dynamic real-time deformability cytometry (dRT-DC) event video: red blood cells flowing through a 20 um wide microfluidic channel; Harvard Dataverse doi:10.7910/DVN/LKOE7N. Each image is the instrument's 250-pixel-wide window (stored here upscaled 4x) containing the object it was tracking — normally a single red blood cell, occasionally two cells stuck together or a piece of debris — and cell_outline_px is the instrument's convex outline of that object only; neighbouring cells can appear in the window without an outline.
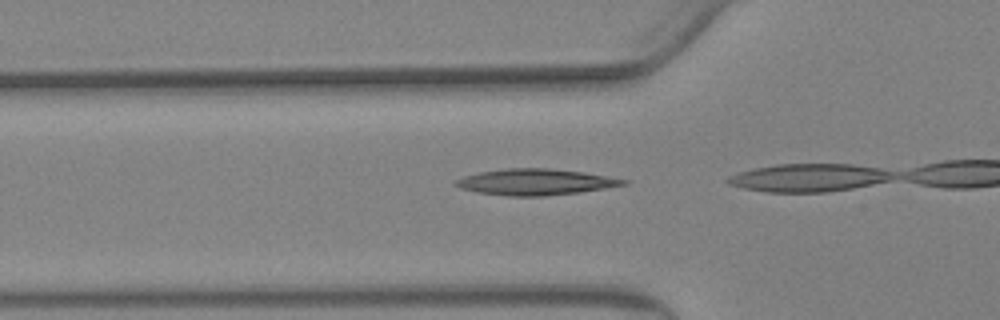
{"species": "Egyptian fruit bat (a non-hibernating species)", "species_latin": "Rousettus aegyptiacus", "temperature_condition": "warm", "stored_images_in_passage": 6, "camera_frame_rate_fps": 3000, "um_per_image_px": 0.085, "animal": {"sex": "female"}, "frame": {"image": 1, "passage_image": 2, "time_ms": 0.333, "image_size_px": [1000, 320], "cell_outline_px": [[628, 184], [580, 192], [544, 196], [508, 196], [476, 192], [460, 188], [452, 184], [456, 180], [464, 176], [480, 172], [508, 168], [548, 168], [584, 172], [628, 180]], "centroid_in_image_um": [45.49, 15.47], "position_along_channel_um": 80.3, "area_um2": 25.43}}
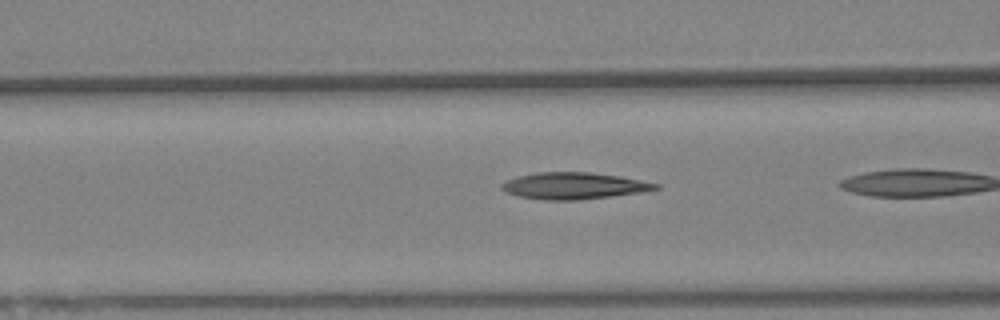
{"frame": {"image": 2, "passage_image": 5, "time_ms": 1.333, "image_size_px": [1000, 320], "cell_outline_px": [[660, 188], [640, 192], [612, 196], [576, 200], [548, 200], [516, 196], [504, 192], [500, 188], [500, 184], [504, 180], [516, 176], [536, 172], [588, 172], [620, 176], [660, 184]], "centroid_in_image_um": [48.7, 15.79], "position_along_channel_um": 117.9, "area_um2": 24.04}}